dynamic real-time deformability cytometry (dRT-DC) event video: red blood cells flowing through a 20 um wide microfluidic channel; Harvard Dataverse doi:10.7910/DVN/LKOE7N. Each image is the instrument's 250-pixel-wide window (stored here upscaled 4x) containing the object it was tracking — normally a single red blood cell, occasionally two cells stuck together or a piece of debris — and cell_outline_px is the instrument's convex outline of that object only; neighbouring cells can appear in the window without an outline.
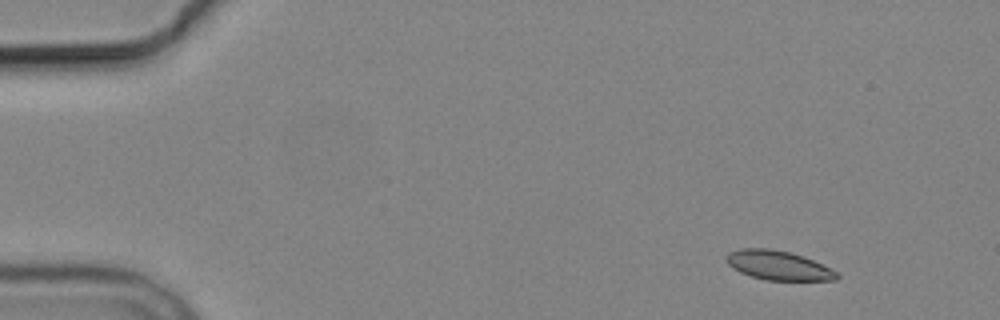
{"species": "common noctule bat (a hibernating species)", "species_latin": "Nyctalus noctula", "temperature_condition": "cold", "stored_images_in_passage": 7, "camera_frame_rate_fps": 3000, "um_per_image_px": 0.085, "animal": {"sex": "male", "body_mass_g": 19.2, "forearm_length_mm": 51.8}, "frame": {"image": 1, "passage_image": 2, "time_ms": 1.333, "image_size_px": [1000, 320], "cell_outline_px": [[840, 276], [836, 280], [764, 280], [740, 272], [732, 268], [728, 264], [728, 252], [740, 248], [768, 248], [788, 252], [804, 256], [836, 272]], "centroid_in_image_um": [66.13, 22.55], "position_along_channel_um": 18.9, "area_um2": 18.55}}
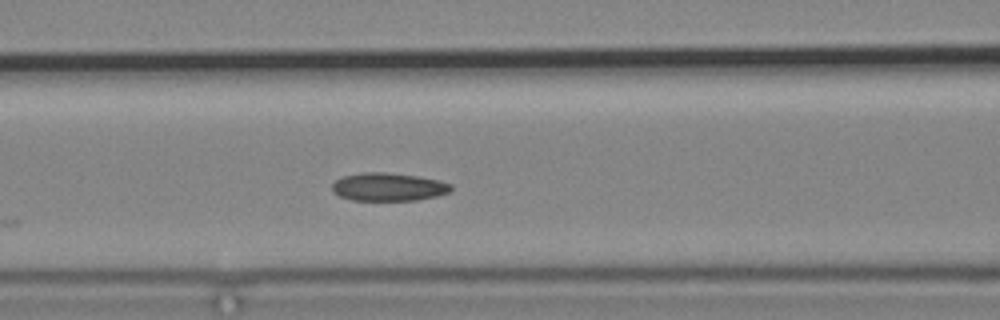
{"frame": {"image": 2, "passage_image": 7, "time_ms": 7.333, "image_size_px": [1000, 320], "cell_outline_px": [[452, 188], [448, 192], [436, 196], [416, 200], [352, 200], [340, 196], [332, 192], [332, 184], [336, 180], [344, 176], [364, 172], [384, 172], [416, 176], [436, 180], [452, 184]], "centroid_in_image_um": [32.98, 15.89], "position_along_channel_um": 133.6, "area_um2": 19.25}}